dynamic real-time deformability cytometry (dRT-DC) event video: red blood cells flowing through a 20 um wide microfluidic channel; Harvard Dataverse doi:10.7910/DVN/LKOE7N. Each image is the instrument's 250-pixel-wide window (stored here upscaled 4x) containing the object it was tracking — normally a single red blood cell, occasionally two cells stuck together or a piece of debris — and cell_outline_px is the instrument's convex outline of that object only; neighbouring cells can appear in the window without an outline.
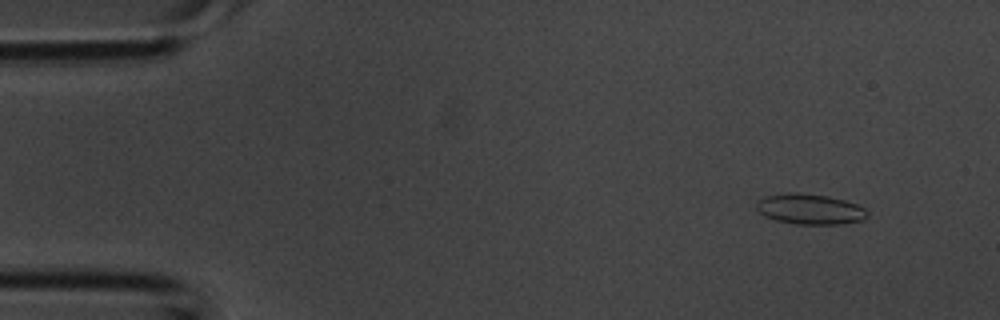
{"species": "common noctule bat (a hibernating species)", "species_latin": "Nyctalus noctula", "temperature_condition": "room temperature", "stored_images_in_passage": 5, "camera_frame_rate_fps": 3000, "um_per_image_px": 0.085, "animal": {"sex": "male", "body_mass_g": 20.1, "forearm_length_mm": 53.5}, "frame": {"image": 1, "passage_image": 2, "time_ms": 0.333, "image_size_px": [1000, 320], "cell_outline_px": [[868, 216], [864, 220], [840, 224], [796, 224], [776, 220], [764, 216], [756, 208], [756, 200], [764, 196], [784, 192], [800, 192], [828, 196], [844, 200], [856, 204], [864, 208], [868, 212]], "centroid_in_image_um": [68.82, 17.76], "position_along_channel_um": 16.2, "area_um2": 19.94}}